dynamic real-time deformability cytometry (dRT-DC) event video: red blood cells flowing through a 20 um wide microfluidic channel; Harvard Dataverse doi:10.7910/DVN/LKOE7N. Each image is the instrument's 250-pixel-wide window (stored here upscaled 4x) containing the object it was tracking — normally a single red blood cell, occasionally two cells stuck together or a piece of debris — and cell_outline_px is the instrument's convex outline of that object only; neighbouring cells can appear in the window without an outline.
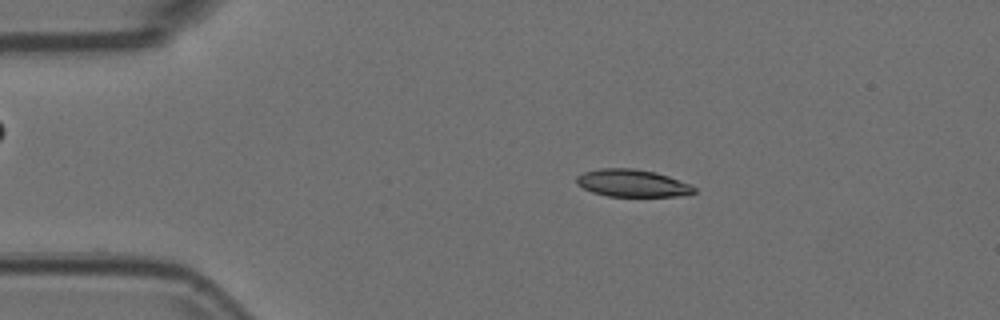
{"species": "Egyptian fruit bat (a non-hibernating species)", "species_latin": "Rousettus aegyptiacus", "temperature_condition": "room temperature", "stored_images_in_passage": 53, "camera_frame_rate_fps": 3000, "um_per_image_px": 0.085, "animal": {"sex": "female"}, "frame": {"image": 1, "passage_image": 10, "time_ms": 3.0, "image_size_px": [1000, 320], "cell_outline_px": [[696, 192], [676, 196], [608, 196], [592, 192], [576, 184], [576, 176], [584, 172], [600, 168], [632, 168], [656, 172], [692, 184], [696, 188]], "centroid_in_image_um": [53.75, 15.56], "position_along_channel_um": 31.3, "area_um2": 18.79}}
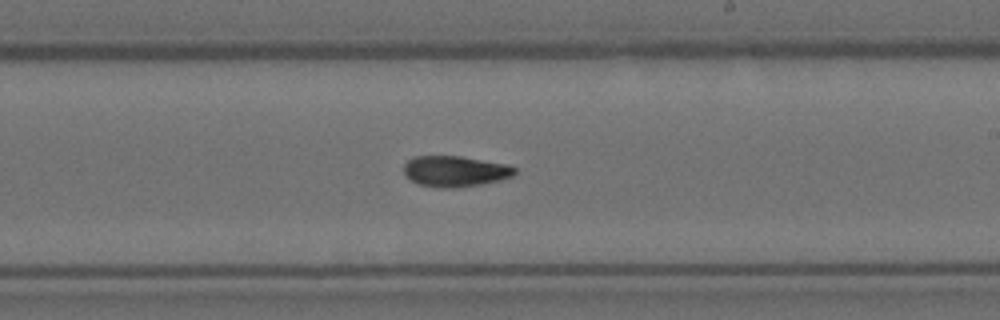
{"frame": {"image": 2, "passage_image": 32, "time_ms": 10.333, "image_size_px": [1000, 320], "cell_outline_px": [[516, 172], [512, 176], [500, 180], [480, 184], [456, 188], [440, 188], [420, 184], [412, 180], [404, 172], [404, 164], [412, 156], [460, 156], [508, 164], [516, 168]], "centroid_in_image_um": [38.7, 14.55], "position_along_channel_um": 250.3, "area_um2": 19.88}}
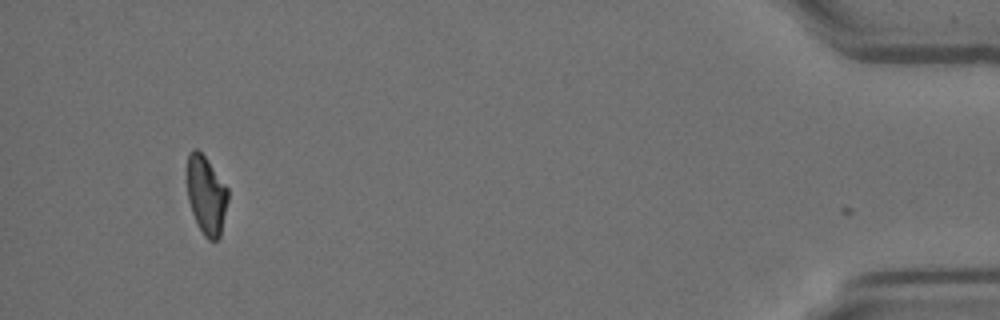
{"frame": {"image": 3, "passage_image": 52, "time_ms": 17.0, "image_size_px": [1000, 320], "cell_outline_px": [[228, 200], [220, 236], [216, 240], [208, 240], [204, 236], [192, 212], [188, 200], [188, 152], [192, 148], [196, 148], [204, 156], [228, 188]], "centroid_in_image_um": [17.54, 16.59], "position_along_channel_um": 417.7, "area_um2": 18.38}, "authors_computed_cell_mechanics": {"area_um2": 19.652, "velocity_mm_per_s": 3.6266, "shape_relaxation_time_tau1_ms": 5.2866, "shape_relaxation_time_tau2_ms": 7.8027, "deformation_change_tau1": 0.1686, "deformation_change_tau2": 0.1504}}